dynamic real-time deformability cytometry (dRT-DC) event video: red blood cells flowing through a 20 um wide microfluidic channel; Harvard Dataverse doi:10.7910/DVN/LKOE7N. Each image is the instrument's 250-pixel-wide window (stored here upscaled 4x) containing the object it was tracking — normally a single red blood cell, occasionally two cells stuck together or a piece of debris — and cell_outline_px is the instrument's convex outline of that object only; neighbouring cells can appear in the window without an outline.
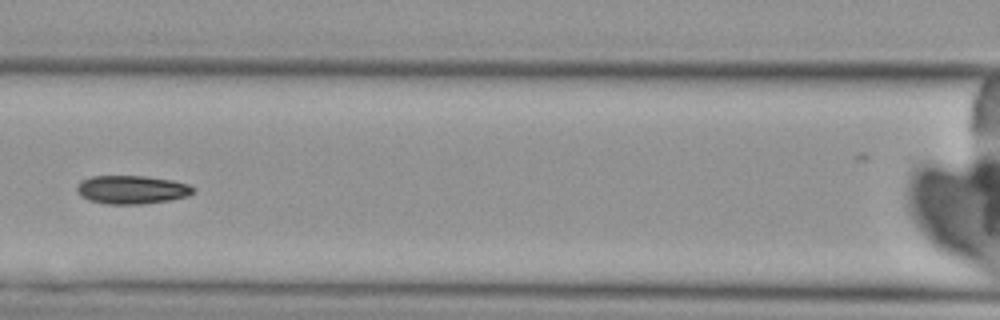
{"species": "Egyptian fruit bat (a non-hibernating species)", "species_latin": "Rousettus aegyptiacus", "temperature_condition": "cold", "stored_images_in_passage": 10, "camera_frame_rate_fps": 3000, "um_per_image_px": 0.085, "animal": {"sex": "female"}, "frame": {"image": 1, "passage_image": 7, "time_ms": 8.0, "image_size_px": [1000, 320], "cell_outline_px": [[196, 188], [188, 196], [168, 200], [144, 204], [104, 204], [88, 200], [80, 196], [76, 188], [80, 180], [92, 176], [144, 176], [172, 180], [188, 184]], "centroid_in_image_um": [11.17, 16.12], "position_along_channel_um": 155.4, "area_um2": 19.36}}
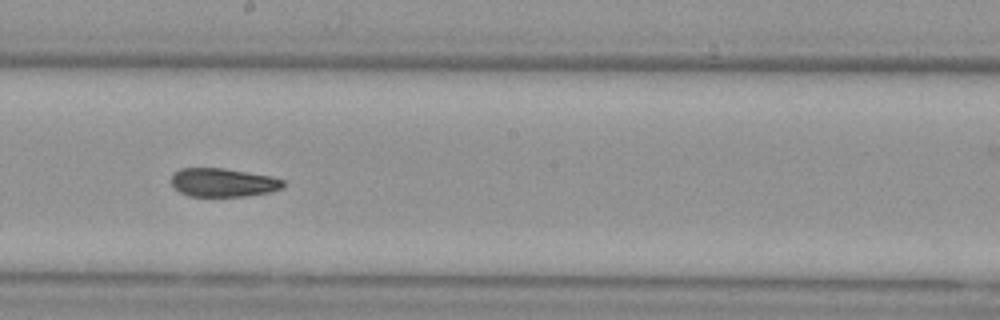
{"frame": {"image": 2, "passage_image": 9, "time_ms": 10.0, "image_size_px": [1000, 320], "cell_outline_px": [[284, 188], [268, 192], [244, 196], [188, 196], [180, 192], [172, 184], [172, 172], [180, 168], [224, 168], [272, 176], [284, 180]], "centroid_in_image_um": [18.96, 15.5], "position_along_channel_um": 229.2, "area_um2": 18.67}}
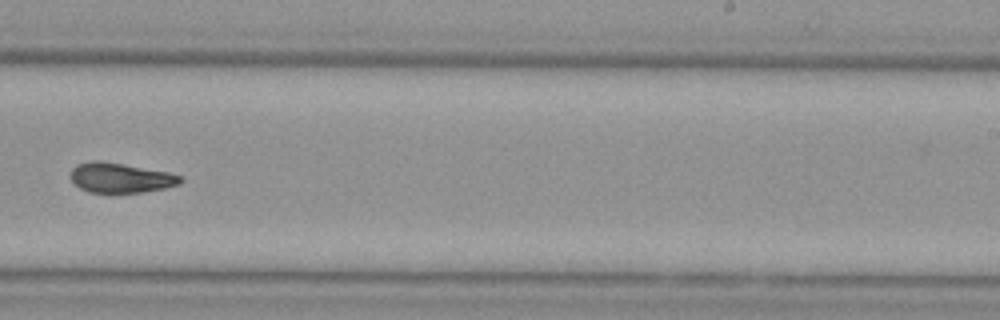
{"frame": {"image": 3, "passage_image": 10, "time_ms": 11.333, "image_size_px": [1000, 320], "cell_outline_px": [[184, 180], [180, 184], [164, 188], [144, 192], [88, 192], [80, 188], [72, 180], [72, 168], [76, 164], [92, 160], [100, 160], [168, 172], [180, 176]], "centroid_in_image_um": [10.25, 15.1], "position_along_channel_um": 278.8, "area_um2": 18.96}}